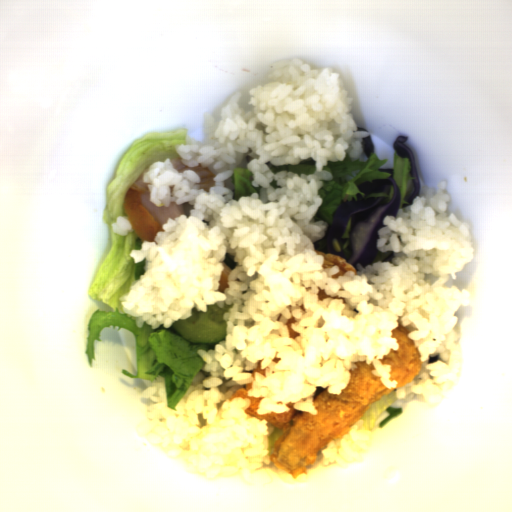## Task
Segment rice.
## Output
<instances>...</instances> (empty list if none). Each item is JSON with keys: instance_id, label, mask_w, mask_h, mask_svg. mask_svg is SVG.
<instances>
[{"instance_id": "rice-1", "label": "rice", "mask_w": 512, "mask_h": 512, "mask_svg": "<svg viewBox=\"0 0 512 512\" xmlns=\"http://www.w3.org/2000/svg\"><path fill=\"white\" fill-rule=\"evenodd\" d=\"M269 83L248 90L245 113L235 92L220 119L204 111L206 138L186 136L175 152L186 167L208 168L214 186L200 188L194 170L178 172L170 158L149 164L141 183L150 202L193 205L167 218L154 241L131 249L144 274L120 296L123 313L156 330L188 320L192 309L207 313L223 308L225 340L214 349L198 348L205 362L175 409L168 407L164 377L142 380L139 398L150 399L146 421L136 424L139 437L159 445L165 456L179 458L183 469L204 477L236 476L270 465L269 437L275 426L265 418H247L250 401L231 396L251 383L247 396L264 397L257 415L289 412L287 403L317 415L313 398L327 389L341 394L356 362L372 363L371 373L395 399L437 407L456 388L464 360L461 334L454 330L457 309L469 307L471 291L445 286L474 258L471 227L450 212L447 180H438L412 204L386 215L377 230L376 249L392 251V261L378 260L357 274L323 269L324 256L314 242L328 226L315 221L323 198L318 191L333 174L330 162L368 161L357 130L353 98L333 67L311 69L301 58L271 63ZM315 160L311 175L267 166ZM233 168H247L259 193L234 200ZM233 270L224 293L219 288L222 262ZM408 329L422 355L419 374L397 388L391 365L382 364L400 344L392 329Z\"/></svg>"}, {"instance_id": "rice-2", "label": "rice", "mask_w": 512, "mask_h": 512, "mask_svg": "<svg viewBox=\"0 0 512 512\" xmlns=\"http://www.w3.org/2000/svg\"><path fill=\"white\" fill-rule=\"evenodd\" d=\"M364 423L359 418L350 427L349 434H344L341 440L330 441L324 448H320L321 465H342L357 459L356 454L366 453L364 445L372 446V433L368 429H361Z\"/></svg>"}]
</instances>
